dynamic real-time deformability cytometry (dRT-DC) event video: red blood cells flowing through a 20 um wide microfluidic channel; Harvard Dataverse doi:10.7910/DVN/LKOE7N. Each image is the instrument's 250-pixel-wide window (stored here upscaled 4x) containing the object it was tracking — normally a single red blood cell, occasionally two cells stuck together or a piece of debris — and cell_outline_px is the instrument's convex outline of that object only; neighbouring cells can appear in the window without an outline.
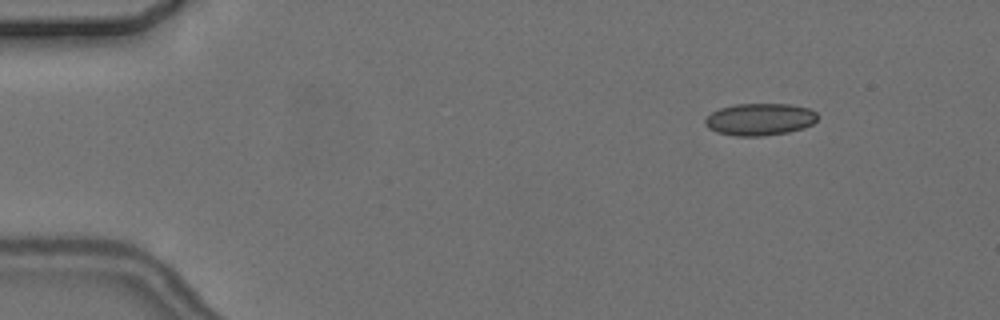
{"species": "common noctule bat (a hibernating species)", "species_latin": "Nyctalus noctula", "temperature_condition": "cold", "stored_images_in_passage": 5, "camera_frame_rate_fps": 3000, "um_per_image_px": 0.085, "animal": {"sex": "female", "body_mass_g": 24.6, "forearm_length_mm": 56.2}, "frame": {"image": 1, "passage_image": 2, "time_ms": 1.0, "image_size_px": [1000, 320], "cell_outline_px": [[820, 116], [812, 124], [804, 128], [788, 132], [764, 136], [736, 136], [716, 132], [708, 128], [704, 124], [704, 120], [712, 112], [720, 108], [736, 104], [788, 104], [808, 108], [816, 112]], "centroid_in_image_um": [64.59, 10.15], "position_along_channel_um": 20.4, "area_um2": 21.15}}
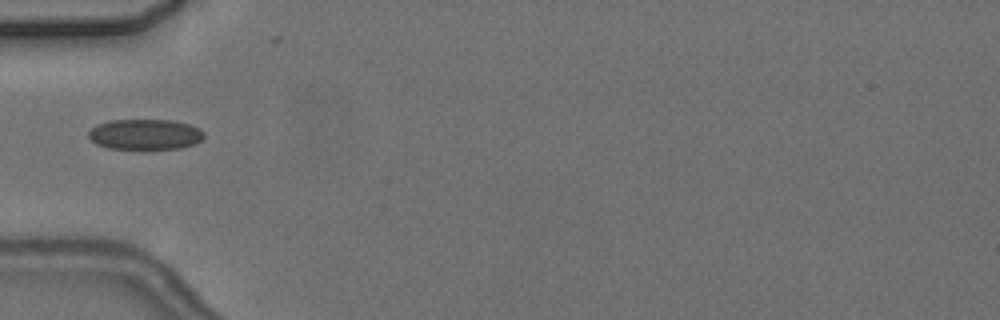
{"frame": {"image": 2, "passage_image": 5, "time_ms": 5.0, "image_size_px": [1000, 320], "cell_outline_px": [[204, 136], [196, 144], [180, 148], [108, 148], [96, 144], [88, 136], [88, 132], [96, 124], [112, 120], [172, 120], [188, 124], [200, 128], [204, 132]], "centroid_in_image_um": [12.34, 11.41], "position_along_channel_um": 72.7, "area_um2": 20.4}}